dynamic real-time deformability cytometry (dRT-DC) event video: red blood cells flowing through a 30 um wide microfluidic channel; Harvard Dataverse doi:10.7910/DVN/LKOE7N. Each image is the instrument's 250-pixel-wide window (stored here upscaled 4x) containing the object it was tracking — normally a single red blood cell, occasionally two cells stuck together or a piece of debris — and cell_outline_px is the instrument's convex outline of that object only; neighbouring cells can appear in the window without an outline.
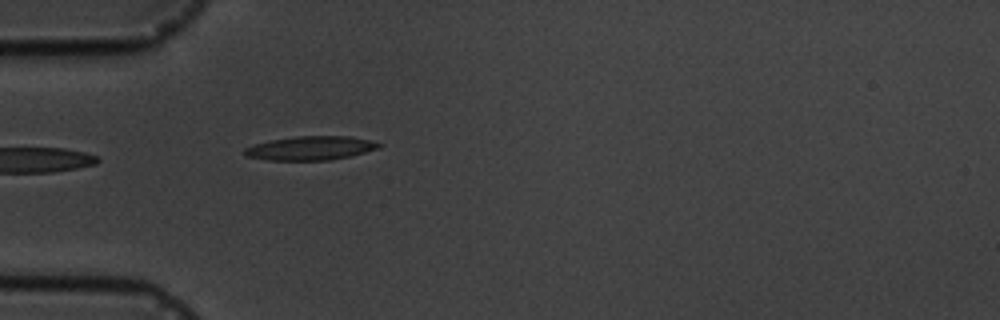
{"species": "common noctule bat (a hibernating species)", "species_latin": "Nyctalus noctula", "temperature_condition": "cold", "stored_images_in_passage": 5, "camera_frame_rate_fps": 3000, "um_per_image_px": 0.085, "animal": {"sex": "male", "body_mass_g": 19.5, "forearm_length_mm": 54.6}, "frame": {"image": 1, "passage_image": 5, "time_ms": 5.333, "image_size_px": [1000, 320], "cell_outline_px": [[384, 144], [380, 148], [332, 160], [268, 160], [244, 156], [244, 148], [252, 144], [272, 140], [296, 136], [348, 136], [368, 140]], "centroid_in_image_um": [26.37, 12.59], "position_along_channel_um": 58.6, "area_um2": 18.67}}